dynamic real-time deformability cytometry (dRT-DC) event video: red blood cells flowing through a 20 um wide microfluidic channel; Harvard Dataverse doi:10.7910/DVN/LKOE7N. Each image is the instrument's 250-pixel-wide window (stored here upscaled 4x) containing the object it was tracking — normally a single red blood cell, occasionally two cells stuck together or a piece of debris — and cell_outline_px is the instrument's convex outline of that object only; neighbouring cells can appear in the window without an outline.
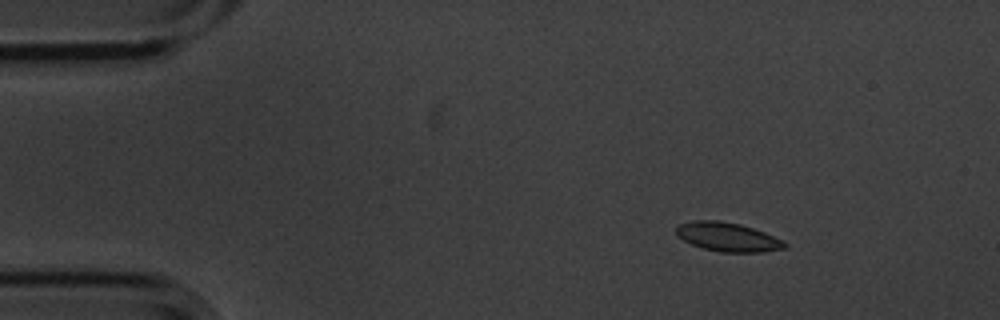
{"species": "common noctule bat (a hibernating species)", "species_latin": "Nyctalus noctula", "temperature_condition": "cold", "stored_images_in_passage": 3, "camera_frame_rate_fps": 3000, "um_per_image_px": 0.085, "animal": {"sex": "male", "body_mass_g": 20.1, "forearm_length_mm": 53.5}, "frame": {"image": 1, "passage_image": 1, "time_ms": 0.0, "image_size_px": [1000, 320], "cell_outline_px": [[788, 244], [784, 248], [764, 252], [720, 252], [704, 248], [692, 244], [676, 236], [676, 228], [680, 224], [696, 220], [716, 220], [740, 224], [764, 232]], "centroid_in_image_um": [61.83, 20.14], "position_along_channel_um": 23.2, "area_um2": 18.03}}
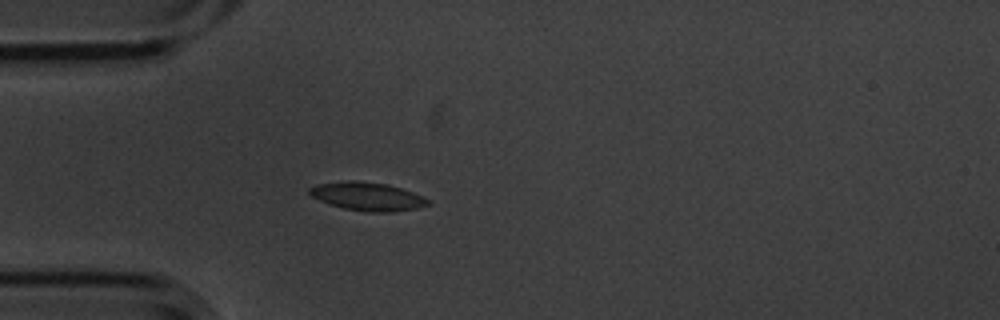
{"frame": {"image": 2, "passage_image": 3, "time_ms": 0.667, "image_size_px": [1000, 320], "cell_outline_px": [[432, 204], [416, 208], [392, 212], [368, 212], [344, 208], [328, 204], [312, 196], [308, 192], [308, 188], [316, 184], [348, 180], [352, 180], [388, 184], [412, 192], [428, 200]], "centroid_in_image_um": [31.2, 16.69], "position_along_channel_um": 53.8, "area_um2": 19.48}}